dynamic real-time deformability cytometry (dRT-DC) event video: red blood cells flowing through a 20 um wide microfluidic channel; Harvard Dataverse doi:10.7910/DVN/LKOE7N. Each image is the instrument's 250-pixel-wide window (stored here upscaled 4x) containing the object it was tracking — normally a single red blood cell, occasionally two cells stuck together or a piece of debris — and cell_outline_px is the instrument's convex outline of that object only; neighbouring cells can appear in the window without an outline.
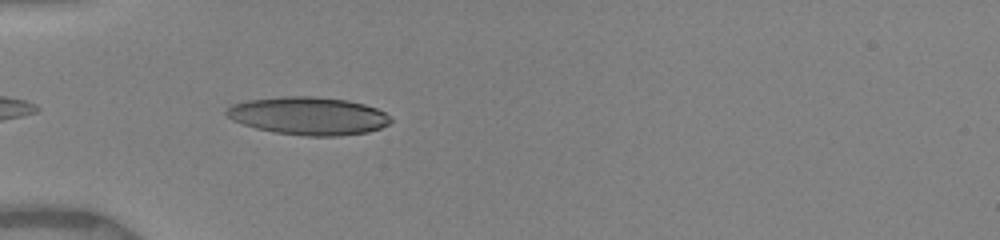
{"species": "human", "species_latin": "Homo sapiens", "temperature_condition": "warm", "stored_images_in_passage": 2, "camera_frame_rate_fps": 3000, "um_per_image_px": 0.085, "donor": {"sex": "female"}, "frame": {"image": 1, "passage_image": 1, "time_ms": 0.0, "image_size_px": [1000, 240], "cell_outline_px": [[392, 120], [388, 124], [380, 128], [368, 132], [340, 136], [304, 136], [272, 132], [256, 128], [232, 120], [224, 112], [232, 104], [248, 100], [280, 96], [312, 96], [348, 100], [364, 104], [376, 108], [384, 112]], "centroid_in_image_um": [26.21, 9.85], "position_along_channel_um": 58.8, "area_um2": 36.36}}